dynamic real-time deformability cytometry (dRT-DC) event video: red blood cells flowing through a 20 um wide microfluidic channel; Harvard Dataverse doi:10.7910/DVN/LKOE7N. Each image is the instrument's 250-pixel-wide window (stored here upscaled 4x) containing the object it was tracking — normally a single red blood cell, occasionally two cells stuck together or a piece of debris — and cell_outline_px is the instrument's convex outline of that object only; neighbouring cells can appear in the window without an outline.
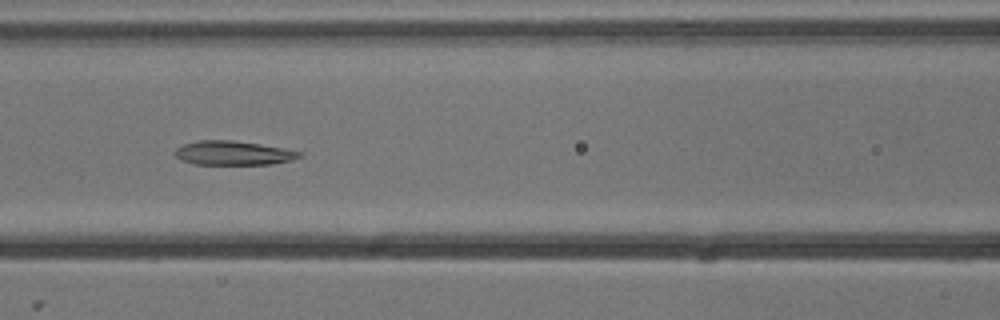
{"species": "common noctule bat (a hibernating species)", "species_latin": "Nyctalus noctula", "temperature_condition": "cold", "stored_images_in_passage": 8, "camera_frame_rate_fps": 3000, "um_per_image_px": 0.085, "animal": {"sex": "male", "body_mass_g": 13.3}, "frame": {"image": 1, "passage_image": 7, "time_ms": 2.0, "image_size_px": [1000, 320], "cell_outline_px": [[304, 156], [292, 160], [272, 164], [196, 164], [180, 160], [172, 152], [176, 148], [184, 144], [200, 140], [232, 140], [260, 144], [304, 152]], "centroid_in_image_um": [19.84, 13.01], "position_along_channel_um": 146.8, "area_um2": 17.57}}
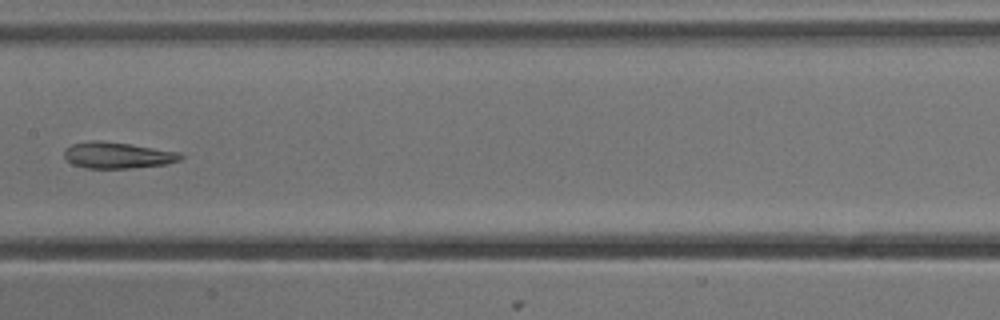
{"frame": {"image": 2, "passage_image": 8, "time_ms": 2.333, "image_size_px": [1000, 320], "cell_outline_px": [[184, 156], [180, 160], [168, 164], [132, 168], [84, 168], [72, 164], [64, 156], [64, 148], [72, 144], [92, 140], [100, 140], [128, 144], [180, 152]], "centroid_in_image_um": [9.98, 13.2], "position_along_channel_um": 197.4, "area_um2": 17.86}}